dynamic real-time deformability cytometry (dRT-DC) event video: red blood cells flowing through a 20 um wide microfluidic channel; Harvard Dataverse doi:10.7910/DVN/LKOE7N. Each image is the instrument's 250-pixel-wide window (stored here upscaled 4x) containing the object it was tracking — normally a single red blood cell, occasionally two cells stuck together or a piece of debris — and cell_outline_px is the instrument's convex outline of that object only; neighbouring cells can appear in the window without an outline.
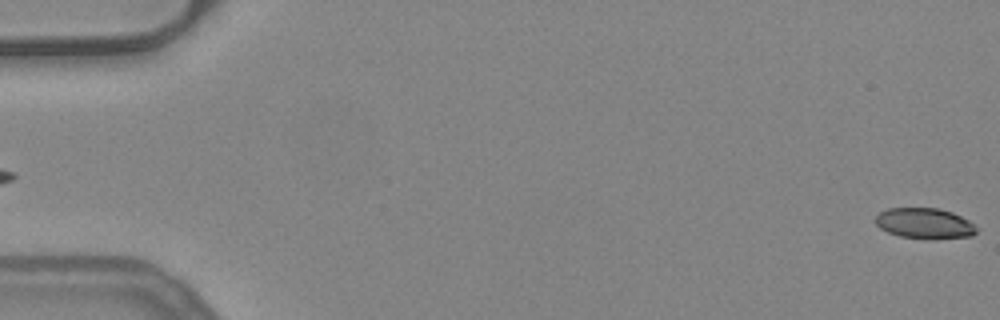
{"species": "common noctule bat (a hibernating species)", "species_latin": "Nyctalus noctula", "temperature_condition": "warm", "stored_images_in_passage": 30, "camera_frame_rate_fps": 3000, "um_per_image_px": 0.085, "animal": {"sex": "female", "body_mass_g": 24.6, "forearm_length_mm": 56.2}, "frame": {"image": 1, "passage_image": 1, "time_ms": 0.0, "image_size_px": [1000, 320], "cell_outline_px": [[976, 232], [972, 236], [936, 240], [932, 240], [900, 236], [888, 232], [880, 228], [876, 224], [876, 216], [880, 212], [888, 208], [936, 208], [952, 212], [968, 220], [976, 228]], "centroid_in_image_um": [78.59, 19.0], "position_along_channel_um": 6.4, "area_um2": 18.09}}
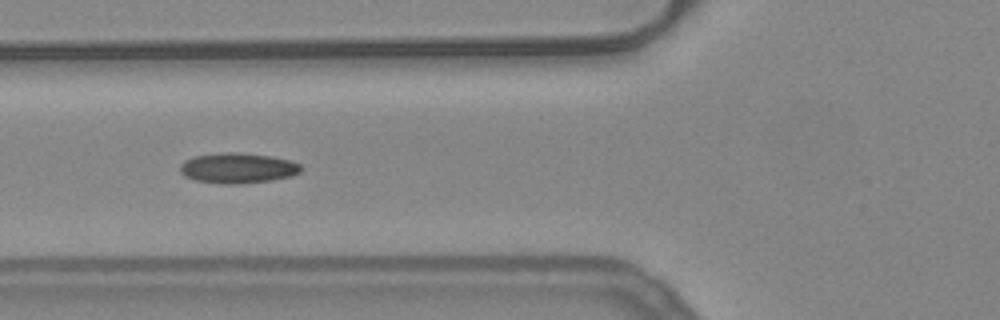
{"frame": {"image": 2, "passage_image": 21, "time_ms": 6.667, "image_size_px": [1000, 320], "cell_outline_px": [[304, 168], [300, 172], [292, 176], [272, 180], [240, 184], [220, 184], [196, 180], [184, 176], [180, 172], [180, 164], [184, 160], [196, 156], [228, 152], [240, 152], [272, 156], [288, 160], [300, 164]], "centroid_in_image_um": [20.23, 14.29], "position_along_channel_um": 105.6, "area_um2": 21.5}}
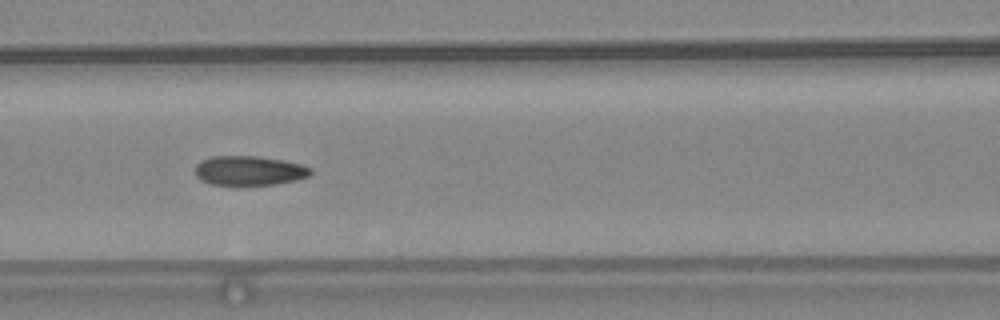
{"frame": {"image": 3, "passage_image": 24, "time_ms": 7.667, "image_size_px": [1000, 320], "cell_outline_px": [[312, 172], [308, 176], [296, 180], [276, 184], [236, 188], [212, 184], [200, 180], [196, 176], [196, 164], [200, 160], [212, 156], [256, 156], [284, 160], [300, 164], [312, 168]], "centroid_in_image_um": [21.15, 14.54], "position_along_channel_um": 145.5, "area_um2": 20.63}}